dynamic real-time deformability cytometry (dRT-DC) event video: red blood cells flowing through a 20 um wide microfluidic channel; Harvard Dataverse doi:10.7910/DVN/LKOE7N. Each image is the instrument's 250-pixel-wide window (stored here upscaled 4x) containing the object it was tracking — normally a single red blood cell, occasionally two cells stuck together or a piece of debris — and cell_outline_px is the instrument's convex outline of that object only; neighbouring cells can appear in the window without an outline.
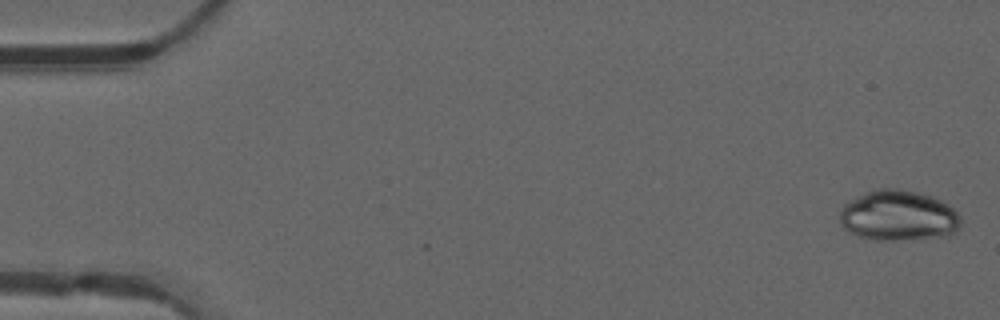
{"species": "common noctule bat (a hibernating species)", "species_latin": "Nyctalus noctula", "temperature_condition": "warm", "stored_images_in_passage": 49, "camera_frame_rate_fps": 3000, "um_per_image_px": 0.085, "animal": {"sex": "male", "forearm_length_mm": 52.5}, "frame": {"image": 1, "passage_image": 1, "time_ms": 0.0, "image_size_px": [1000, 320], "cell_outline_px": [[960, 228], [956, 232], [948, 236], [892, 240], [876, 240], [860, 236], [848, 232], [840, 224], [840, 208], [844, 204], [876, 188], [896, 188], [916, 192], [932, 196], [948, 204], [960, 216]], "centroid_in_image_um": [76.37, 18.33], "position_along_channel_um": 8.6, "area_um2": 35.55}}
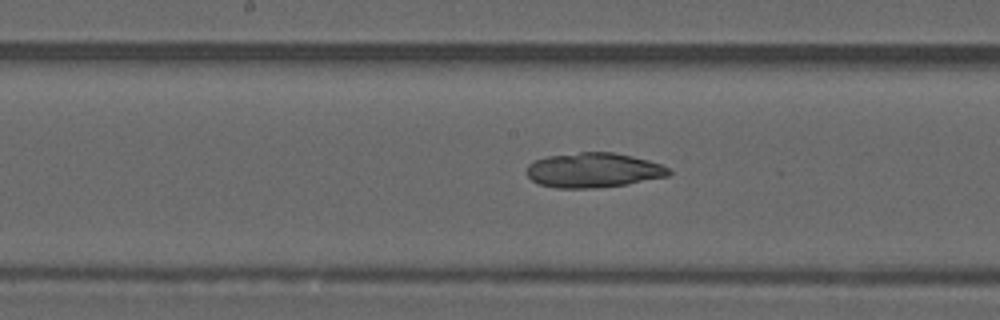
{"frame": {"image": 2, "passage_image": 25, "time_ms": 8.0, "image_size_px": [1000, 320], "cell_outline_px": [[672, 172], [668, 176], [628, 184], [596, 188], [556, 188], [540, 184], [532, 180], [528, 176], [528, 164], [536, 160], [548, 156], [580, 152], [612, 152], [632, 156], [648, 160], [660, 164], [668, 168]], "centroid_in_image_um": [50.46, 14.47], "position_along_channel_um": 197.7, "area_um2": 28.67}}
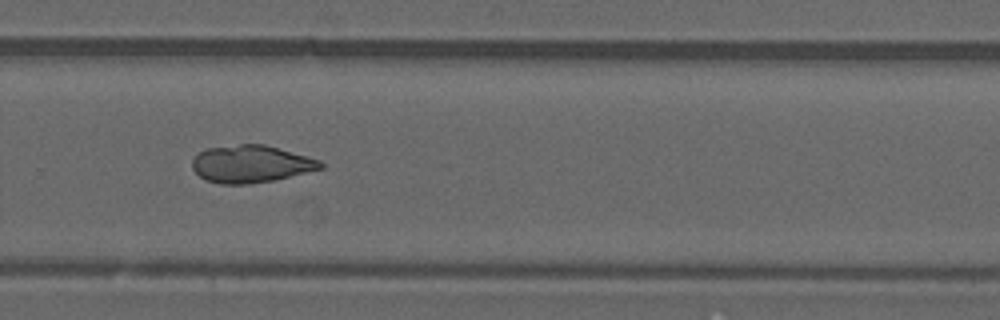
{"frame": {"image": 3, "passage_image": 33, "time_ms": 10.667, "image_size_px": [1000, 320], "cell_outline_px": [[324, 168], [272, 180], [248, 184], [220, 184], [208, 180], [200, 176], [192, 168], [192, 160], [200, 152], [208, 148], [240, 144], [264, 144], [320, 160], [324, 164]], "centroid_in_image_um": [21.33, 13.93], "position_along_channel_um": 308.5, "area_um2": 27.57}, "authors_computed_cell_mechanics": {"area_um2": 29.3624, "velocity_mm_per_s": 4.1697, "shape_relaxation_time_tau1_ms": null, "shape_relaxation_time_tau2_ms": 10.1424, "deformation_change_tau1": null, "deformation_change_tau2": 0.1313}}